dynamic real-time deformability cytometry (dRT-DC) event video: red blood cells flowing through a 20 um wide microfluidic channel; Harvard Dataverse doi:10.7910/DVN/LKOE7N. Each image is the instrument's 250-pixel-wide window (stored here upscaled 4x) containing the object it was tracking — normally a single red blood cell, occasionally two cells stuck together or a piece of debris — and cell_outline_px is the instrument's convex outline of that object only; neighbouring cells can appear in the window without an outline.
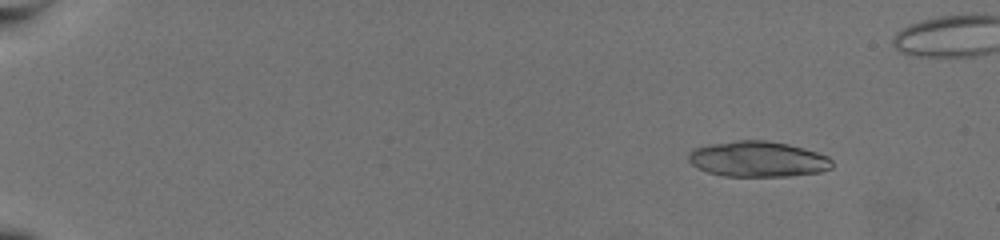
{"species": "common noctule bat (a hibernating species)", "species_latin": "Nyctalus noctula", "temperature_condition": "warm", "stored_images_in_passage": 27, "camera_frame_rate_fps": 3000, "um_per_image_px": 0.085, "animal": {"sex": "female", "body_mass_g": 19.5, "forearm_length_mm": 54.1}, "frame": {"image": 1, "passage_image": 8, "time_ms": 2.333, "image_size_px": [1000, 240], "cell_outline_px": [[832, 168], [820, 172], [788, 176], [724, 176], [708, 172], [696, 168], [688, 160], [688, 156], [696, 148], [712, 144], [740, 140], [764, 140], [788, 144], [804, 148], [828, 156], [832, 160]], "centroid_in_image_um": [64.44, 13.53], "position_along_channel_um": 20.6, "area_um2": 29.59}}